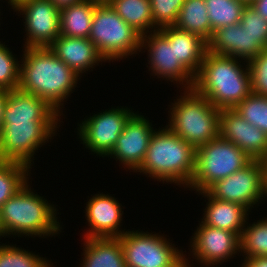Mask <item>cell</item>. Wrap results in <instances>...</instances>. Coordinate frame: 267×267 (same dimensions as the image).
<instances>
[{
    "instance_id": "1",
    "label": "cell",
    "mask_w": 267,
    "mask_h": 267,
    "mask_svg": "<svg viewBox=\"0 0 267 267\" xmlns=\"http://www.w3.org/2000/svg\"><path fill=\"white\" fill-rule=\"evenodd\" d=\"M23 52L19 89L45 100L60 114L62 102L75 89L81 74L68 67L49 47L25 48Z\"/></svg>"
},
{
    "instance_id": "2",
    "label": "cell",
    "mask_w": 267,
    "mask_h": 267,
    "mask_svg": "<svg viewBox=\"0 0 267 267\" xmlns=\"http://www.w3.org/2000/svg\"><path fill=\"white\" fill-rule=\"evenodd\" d=\"M240 65L235 57L206 51L193 89L218 109H234L252 93L248 64Z\"/></svg>"
},
{
    "instance_id": "3",
    "label": "cell",
    "mask_w": 267,
    "mask_h": 267,
    "mask_svg": "<svg viewBox=\"0 0 267 267\" xmlns=\"http://www.w3.org/2000/svg\"><path fill=\"white\" fill-rule=\"evenodd\" d=\"M165 128L152 134L144 161L135 172L149 174L163 183L189 187L195 171L196 148L168 126Z\"/></svg>"
},
{
    "instance_id": "4",
    "label": "cell",
    "mask_w": 267,
    "mask_h": 267,
    "mask_svg": "<svg viewBox=\"0 0 267 267\" xmlns=\"http://www.w3.org/2000/svg\"><path fill=\"white\" fill-rule=\"evenodd\" d=\"M43 197L33 193L26 183L1 207V222L4 236H53L60 231L56 208Z\"/></svg>"
},
{
    "instance_id": "5",
    "label": "cell",
    "mask_w": 267,
    "mask_h": 267,
    "mask_svg": "<svg viewBox=\"0 0 267 267\" xmlns=\"http://www.w3.org/2000/svg\"><path fill=\"white\" fill-rule=\"evenodd\" d=\"M184 96L172 103L167 126L195 148L219 136L221 110L193 88L184 89Z\"/></svg>"
},
{
    "instance_id": "6",
    "label": "cell",
    "mask_w": 267,
    "mask_h": 267,
    "mask_svg": "<svg viewBox=\"0 0 267 267\" xmlns=\"http://www.w3.org/2000/svg\"><path fill=\"white\" fill-rule=\"evenodd\" d=\"M89 39L106 61L127 58L141 51V35L109 3H98L95 8Z\"/></svg>"
},
{
    "instance_id": "7",
    "label": "cell",
    "mask_w": 267,
    "mask_h": 267,
    "mask_svg": "<svg viewBox=\"0 0 267 267\" xmlns=\"http://www.w3.org/2000/svg\"><path fill=\"white\" fill-rule=\"evenodd\" d=\"M252 161L233 142L220 136L196 148L195 171L189 188L206 191L216 181L242 169Z\"/></svg>"
},
{
    "instance_id": "8",
    "label": "cell",
    "mask_w": 267,
    "mask_h": 267,
    "mask_svg": "<svg viewBox=\"0 0 267 267\" xmlns=\"http://www.w3.org/2000/svg\"><path fill=\"white\" fill-rule=\"evenodd\" d=\"M119 238L126 267H178L185 260V254L156 233L133 230Z\"/></svg>"
},
{
    "instance_id": "9",
    "label": "cell",
    "mask_w": 267,
    "mask_h": 267,
    "mask_svg": "<svg viewBox=\"0 0 267 267\" xmlns=\"http://www.w3.org/2000/svg\"><path fill=\"white\" fill-rule=\"evenodd\" d=\"M57 126L58 123H2L0 160L22 163L31 168L35 151L53 137Z\"/></svg>"
},
{
    "instance_id": "10",
    "label": "cell",
    "mask_w": 267,
    "mask_h": 267,
    "mask_svg": "<svg viewBox=\"0 0 267 267\" xmlns=\"http://www.w3.org/2000/svg\"><path fill=\"white\" fill-rule=\"evenodd\" d=\"M206 191L213 198L239 203L251 210L250 207L266 196L263 162L252 160L232 175L216 181Z\"/></svg>"
},
{
    "instance_id": "11",
    "label": "cell",
    "mask_w": 267,
    "mask_h": 267,
    "mask_svg": "<svg viewBox=\"0 0 267 267\" xmlns=\"http://www.w3.org/2000/svg\"><path fill=\"white\" fill-rule=\"evenodd\" d=\"M129 108H112L88 117L79 124V138L83 144L99 156H107L134 114Z\"/></svg>"
},
{
    "instance_id": "12",
    "label": "cell",
    "mask_w": 267,
    "mask_h": 267,
    "mask_svg": "<svg viewBox=\"0 0 267 267\" xmlns=\"http://www.w3.org/2000/svg\"><path fill=\"white\" fill-rule=\"evenodd\" d=\"M14 9L25 18V48L49 47L60 35V9L50 0H26Z\"/></svg>"
},
{
    "instance_id": "13",
    "label": "cell",
    "mask_w": 267,
    "mask_h": 267,
    "mask_svg": "<svg viewBox=\"0 0 267 267\" xmlns=\"http://www.w3.org/2000/svg\"><path fill=\"white\" fill-rule=\"evenodd\" d=\"M140 47L149 48V68L153 75L182 85L185 83L183 87L186 89L193 88L195 77L175 58L174 41H170L160 29L142 35Z\"/></svg>"
},
{
    "instance_id": "14",
    "label": "cell",
    "mask_w": 267,
    "mask_h": 267,
    "mask_svg": "<svg viewBox=\"0 0 267 267\" xmlns=\"http://www.w3.org/2000/svg\"><path fill=\"white\" fill-rule=\"evenodd\" d=\"M192 237L191 252L204 266L225 262L233 254L236 255L237 251H241L240 236L237 233L207 226L202 222Z\"/></svg>"
},
{
    "instance_id": "15",
    "label": "cell",
    "mask_w": 267,
    "mask_h": 267,
    "mask_svg": "<svg viewBox=\"0 0 267 267\" xmlns=\"http://www.w3.org/2000/svg\"><path fill=\"white\" fill-rule=\"evenodd\" d=\"M152 124L144 116L134 113L127 121L123 132L111 152L116 161L134 172L141 166L146 156L150 138L155 132Z\"/></svg>"
},
{
    "instance_id": "16",
    "label": "cell",
    "mask_w": 267,
    "mask_h": 267,
    "mask_svg": "<svg viewBox=\"0 0 267 267\" xmlns=\"http://www.w3.org/2000/svg\"><path fill=\"white\" fill-rule=\"evenodd\" d=\"M219 136L233 142L252 160L267 156V134L247 122L235 109H221Z\"/></svg>"
},
{
    "instance_id": "17",
    "label": "cell",
    "mask_w": 267,
    "mask_h": 267,
    "mask_svg": "<svg viewBox=\"0 0 267 267\" xmlns=\"http://www.w3.org/2000/svg\"><path fill=\"white\" fill-rule=\"evenodd\" d=\"M60 116L45 100L18 88L8 93L2 123H58Z\"/></svg>"
},
{
    "instance_id": "18",
    "label": "cell",
    "mask_w": 267,
    "mask_h": 267,
    "mask_svg": "<svg viewBox=\"0 0 267 267\" xmlns=\"http://www.w3.org/2000/svg\"><path fill=\"white\" fill-rule=\"evenodd\" d=\"M121 204L108 194H96L87 202L85 214L89 230L83 238L120 237L126 231L119 230L123 211Z\"/></svg>"
},
{
    "instance_id": "19",
    "label": "cell",
    "mask_w": 267,
    "mask_h": 267,
    "mask_svg": "<svg viewBox=\"0 0 267 267\" xmlns=\"http://www.w3.org/2000/svg\"><path fill=\"white\" fill-rule=\"evenodd\" d=\"M264 49L256 43L240 23L220 28L213 32L207 42V51L223 56L235 57L249 62Z\"/></svg>"
},
{
    "instance_id": "20",
    "label": "cell",
    "mask_w": 267,
    "mask_h": 267,
    "mask_svg": "<svg viewBox=\"0 0 267 267\" xmlns=\"http://www.w3.org/2000/svg\"><path fill=\"white\" fill-rule=\"evenodd\" d=\"M49 49L78 75L106 61L89 38L59 35Z\"/></svg>"
},
{
    "instance_id": "21",
    "label": "cell",
    "mask_w": 267,
    "mask_h": 267,
    "mask_svg": "<svg viewBox=\"0 0 267 267\" xmlns=\"http://www.w3.org/2000/svg\"><path fill=\"white\" fill-rule=\"evenodd\" d=\"M200 193L208 200L201 222L207 226L235 232L241 237L249 209L239 203L213 198L207 191Z\"/></svg>"
},
{
    "instance_id": "22",
    "label": "cell",
    "mask_w": 267,
    "mask_h": 267,
    "mask_svg": "<svg viewBox=\"0 0 267 267\" xmlns=\"http://www.w3.org/2000/svg\"><path fill=\"white\" fill-rule=\"evenodd\" d=\"M160 30L170 41H174L175 58L195 77L207 51V42L197 34L175 26L162 27Z\"/></svg>"
},
{
    "instance_id": "23",
    "label": "cell",
    "mask_w": 267,
    "mask_h": 267,
    "mask_svg": "<svg viewBox=\"0 0 267 267\" xmlns=\"http://www.w3.org/2000/svg\"><path fill=\"white\" fill-rule=\"evenodd\" d=\"M81 267H126L119 237L84 238Z\"/></svg>"
},
{
    "instance_id": "24",
    "label": "cell",
    "mask_w": 267,
    "mask_h": 267,
    "mask_svg": "<svg viewBox=\"0 0 267 267\" xmlns=\"http://www.w3.org/2000/svg\"><path fill=\"white\" fill-rule=\"evenodd\" d=\"M99 2L83 0L60 9V35L89 38L95 8Z\"/></svg>"
},
{
    "instance_id": "25",
    "label": "cell",
    "mask_w": 267,
    "mask_h": 267,
    "mask_svg": "<svg viewBox=\"0 0 267 267\" xmlns=\"http://www.w3.org/2000/svg\"><path fill=\"white\" fill-rule=\"evenodd\" d=\"M108 3L141 36L159 29L153 21L150 0H110Z\"/></svg>"
},
{
    "instance_id": "26",
    "label": "cell",
    "mask_w": 267,
    "mask_h": 267,
    "mask_svg": "<svg viewBox=\"0 0 267 267\" xmlns=\"http://www.w3.org/2000/svg\"><path fill=\"white\" fill-rule=\"evenodd\" d=\"M207 10L204 0H185L174 26L197 34L208 42L212 37V29Z\"/></svg>"
},
{
    "instance_id": "27",
    "label": "cell",
    "mask_w": 267,
    "mask_h": 267,
    "mask_svg": "<svg viewBox=\"0 0 267 267\" xmlns=\"http://www.w3.org/2000/svg\"><path fill=\"white\" fill-rule=\"evenodd\" d=\"M28 165L0 160V207L28 183Z\"/></svg>"
},
{
    "instance_id": "28",
    "label": "cell",
    "mask_w": 267,
    "mask_h": 267,
    "mask_svg": "<svg viewBox=\"0 0 267 267\" xmlns=\"http://www.w3.org/2000/svg\"><path fill=\"white\" fill-rule=\"evenodd\" d=\"M213 32L240 23L246 4L240 0H204Z\"/></svg>"
},
{
    "instance_id": "29",
    "label": "cell",
    "mask_w": 267,
    "mask_h": 267,
    "mask_svg": "<svg viewBox=\"0 0 267 267\" xmlns=\"http://www.w3.org/2000/svg\"><path fill=\"white\" fill-rule=\"evenodd\" d=\"M241 252L245 258L267 256V218L247 224L240 237Z\"/></svg>"
},
{
    "instance_id": "30",
    "label": "cell",
    "mask_w": 267,
    "mask_h": 267,
    "mask_svg": "<svg viewBox=\"0 0 267 267\" xmlns=\"http://www.w3.org/2000/svg\"><path fill=\"white\" fill-rule=\"evenodd\" d=\"M234 109L247 122L267 134V96L251 93Z\"/></svg>"
},
{
    "instance_id": "31",
    "label": "cell",
    "mask_w": 267,
    "mask_h": 267,
    "mask_svg": "<svg viewBox=\"0 0 267 267\" xmlns=\"http://www.w3.org/2000/svg\"><path fill=\"white\" fill-rule=\"evenodd\" d=\"M45 258L16 246L0 245V267H52Z\"/></svg>"
},
{
    "instance_id": "32",
    "label": "cell",
    "mask_w": 267,
    "mask_h": 267,
    "mask_svg": "<svg viewBox=\"0 0 267 267\" xmlns=\"http://www.w3.org/2000/svg\"><path fill=\"white\" fill-rule=\"evenodd\" d=\"M12 51L0 42V89L14 90L20 86L21 64Z\"/></svg>"
},
{
    "instance_id": "33",
    "label": "cell",
    "mask_w": 267,
    "mask_h": 267,
    "mask_svg": "<svg viewBox=\"0 0 267 267\" xmlns=\"http://www.w3.org/2000/svg\"><path fill=\"white\" fill-rule=\"evenodd\" d=\"M240 24L253 39H256V43L263 49L267 48V20L250 4L244 7Z\"/></svg>"
},
{
    "instance_id": "34",
    "label": "cell",
    "mask_w": 267,
    "mask_h": 267,
    "mask_svg": "<svg viewBox=\"0 0 267 267\" xmlns=\"http://www.w3.org/2000/svg\"><path fill=\"white\" fill-rule=\"evenodd\" d=\"M154 24L160 29L174 26L185 0H150Z\"/></svg>"
},
{
    "instance_id": "35",
    "label": "cell",
    "mask_w": 267,
    "mask_h": 267,
    "mask_svg": "<svg viewBox=\"0 0 267 267\" xmlns=\"http://www.w3.org/2000/svg\"><path fill=\"white\" fill-rule=\"evenodd\" d=\"M252 93L267 96V48L247 62Z\"/></svg>"
},
{
    "instance_id": "36",
    "label": "cell",
    "mask_w": 267,
    "mask_h": 267,
    "mask_svg": "<svg viewBox=\"0 0 267 267\" xmlns=\"http://www.w3.org/2000/svg\"><path fill=\"white\" fill-rule=\"evenodd\" d=\"M241 267H267V256L244 258Z\"/></svg>"
},
{
    "instance_id": "37",
    "label": "cell",
    "mask_w": 267,
    "mask_h": 267,
    "mask_svg": "<svg viewBox=\"0 0 267 267\" xmlns=\"http://www.w3.org/2000/svg\"><path fill=\"white\" fill-rule=\"evenodd\" d=\"M250 5L267 20V0H253Z\"/></svg>"
},
{
    "instance_id": "38",
    "label": "cell",
    "mask_w": 267,
    "mask_h": 267,
    "mask_svg": "<svg viewBox=\"0 0 267 267\" xmlns=\"http://www.w3.org/2000/svg\"><path fill=\"white\" fill-rule=\"evenodd\" d=\"M8 93H9V90L0 89V131L2 128L4 107L7 101Z\"/></svg>"
},
{
    "instance_id": "39",
    "label": "cell",
    "mask_w": 267,
    "mask_h": 267,
    "mask_svg": "<svg viewBox=\"0 0 267 267\" xmlns=\"http://www.w3.org/2000/svg\"><path fill=\"white\" fill-rule=\"evenodd\" d=\"M57 8L61 9L72 4L80 3L83 0H50Z\"/></svg>"
},
{
    "instance_id": "40",
    "label": "cell",
    "mask_w": 267,
    "mask_h": 267,
    "mask_svg": "<svg viewBox=\"0 0 267 267\" xmlns=\"http://www.w3.org/2000/svg\"><path fill=\"white\" fill-rule=\"evenodd\" d=\"M24 1L26 0H8V3L13 7L12 9L14 10L15 7Z\"/></svg>"
},
{
    "instance_id": "41",
    "label": "cell",
    "mask_w": 267,
    "mask_h": 267,
    "mask_svg": "<svg viewBox=\"0 0 267 267\" xmlns=\"http://www.w3.org/2000/svg\"><path fill=\"white\" fill-rule=\"evenodd\" d=\"M264 166L265 183H267V156L262 160Z\"/></svg>"
},
{
    "instance_id": "42",
    "label": "cell",
    "mask_w": 267,
    "mask_h": 267,
    "mask_svg": "<svg viewBox=\"0 0 267 267\" xmlns=\"http://www.w3.org/2000/svg\"><path fill=\"white\" fill-rule=\"evenodd\" d=\"M178 267H191V266L188 262V259H186L185 257V260Z\"/></svg>"
},
{
    "instance_id": "43",
    "label": "cell",
    "mask_w": 267,
    "mask_h": 267,
    "mask_svg": "<svg viewBox=\"0 0 267 267\" xmlns=\"http://www.w3.org/2000/svg\"><path fill=\"white\" fill-rule=\"evenodd\" d=\"M4 237L3 228H2V222H1V213H0V237Z\"/></svg>"
},
{
    "instance_id": "44",
    "label": "cell",
    "mask_w": 267,
    "mask_h": 267,
    "mask_svg": "<svg viewBox=\"0 0 267 267\" xmlns=\"http://www.w3.org/2000/svg\"><path fill=\"white\" fill-rule=\"evenodd\" d=\"M242 2H244L246 5L251 4L253 0H240Z\"/></svg>"
},
{
    "instance_id": "45",
    "label": "cell",
    "mask_w": 267,
    "mask_h": 267,
    "mask_svg": "<svg viewBox=\"0 0 267 267\" xmlns=\"http://www.w3.org/2000/svg\"><path fill=\"white\" fill-rule=\"evenodd\" d=\"M94 1H97L99 3H108L110 0H94Z\"/></svg>"
},
{
    "instance_id": "46",
    "label": "cell",
    "mask_w": 267,
    "mask_h": 267,
    "mask_svg": "<svg viewBox=\"0 0 267 267\" xmlns=\"http://www.w3.org/2000/svg\"><path fill=\"white\" fill-rule=\"evenodd\" d=\"M265 188H266V196H267V183H265Z\"/></svg>"
}]
</instances>
